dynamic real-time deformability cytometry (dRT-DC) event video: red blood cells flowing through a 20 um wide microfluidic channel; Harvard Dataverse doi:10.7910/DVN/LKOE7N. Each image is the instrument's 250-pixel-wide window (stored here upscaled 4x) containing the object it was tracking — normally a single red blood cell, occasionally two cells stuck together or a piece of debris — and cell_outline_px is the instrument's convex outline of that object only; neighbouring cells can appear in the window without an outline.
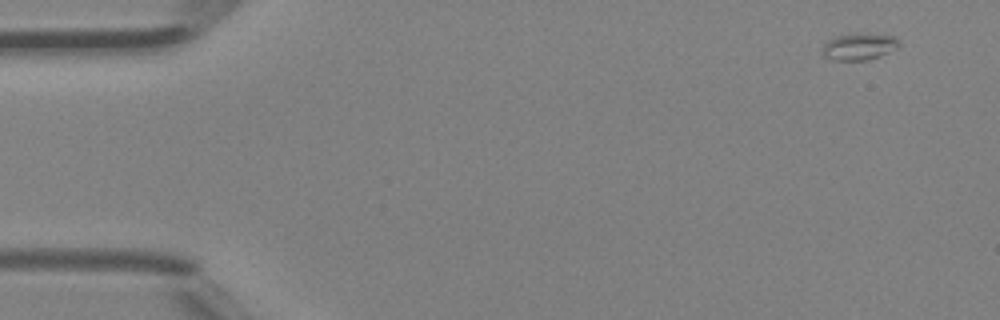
{"species": "Egyptian fruit bat (a non-hibernating species)", "species_latin": "Rousettus aegyptiacus", "temperature_condition": "room temperature", "stored_images_in_passage": 3, "camera_frame_rate_fps": 3000, "um_per_image_px": 0.085, "animal": {"sex": "female"}, "frame": {"image": 1, "passage_image": 1, "time_ms": 0.0, "image_size_px": [1000, 320], "cell_outline_px": [[900, 44], [896, 48], [880, 56], [868, 60], [832, 60], [824, 56], [820, 52], [824, 44], [828, 40], [836, 36], [856, 32], [892, 36], [900, 40]], "centroid_in_image_um": [72.99, 3.95], "position_along_channel_um": 12.0, "area_um2": 12.14}}